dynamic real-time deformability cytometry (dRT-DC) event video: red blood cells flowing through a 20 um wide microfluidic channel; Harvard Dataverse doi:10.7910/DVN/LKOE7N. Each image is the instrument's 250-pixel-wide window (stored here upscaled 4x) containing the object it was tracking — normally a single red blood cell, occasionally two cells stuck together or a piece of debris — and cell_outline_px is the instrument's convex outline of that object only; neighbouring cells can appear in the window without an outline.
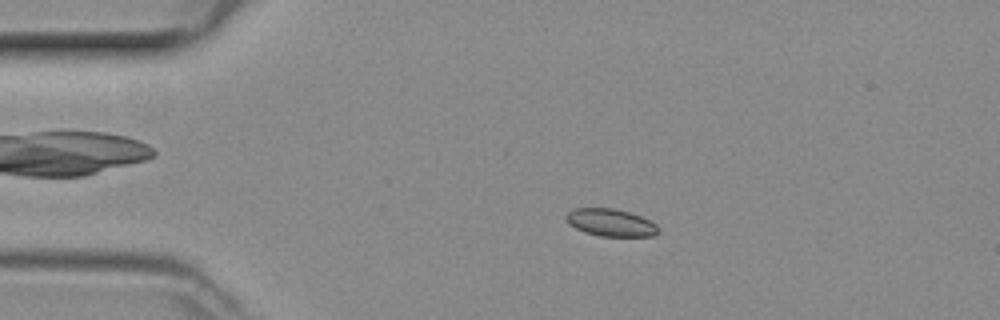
{"species": "common noctule bat (a hibernating species)", "species_latin": "Nyctalus noctula", "temperature_condition": "room temperature", "stored_images_in_passage": 50, "camera_frame_rate_fps": 3000, "um_per_image_px": 0.085, "animal": {"sex": "female", "body_mass_g": 29.2, "forearm_length_mm": 56.3}, "frame": {"image": 1, "passage_image": 11, "time_ms": 3.333, "image_size_px": [1000, 320], "cell_outline_px": [[660, 232], [656, 236], [600, 236], [584, 232], [568, 224], [564, 216], [568, 212], [576, 208], [612, 208], [628, 212], [640, 216], [656, 224], [660, 228]], "centroid_in_image_um": [51.92, 18.93], "position_along_channel_um": 33.1, "area_um2": 14.8}}
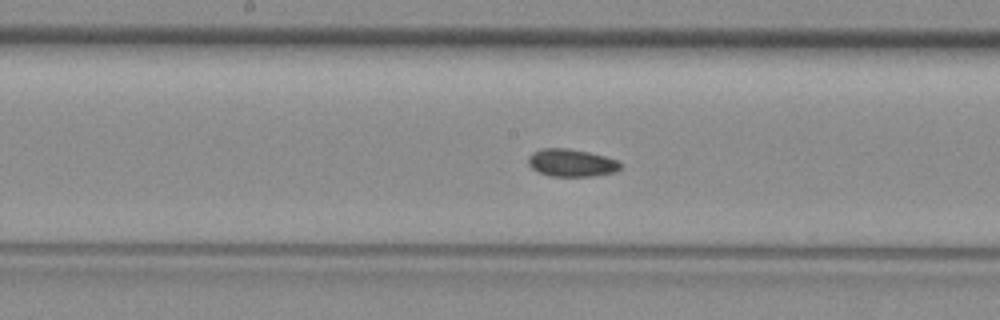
{"frame": {"image": 2, "passage_image": 26, "time_ms": 8.333, "image_size_px": [1000, 320], "cell_outline_px": [[620, 168], [616, 172], [592, 176], [548, 176], [532, 168], [528, 164], [528, 156], [532, 152], [544, 148], [568, 148], [588, 152], [604, 156], [616, 160], [620, 164]], "centroid_in_image_um": [48.54, 13.84], "position_along_channel_um": 199.7, "area_um2": 14.74}}
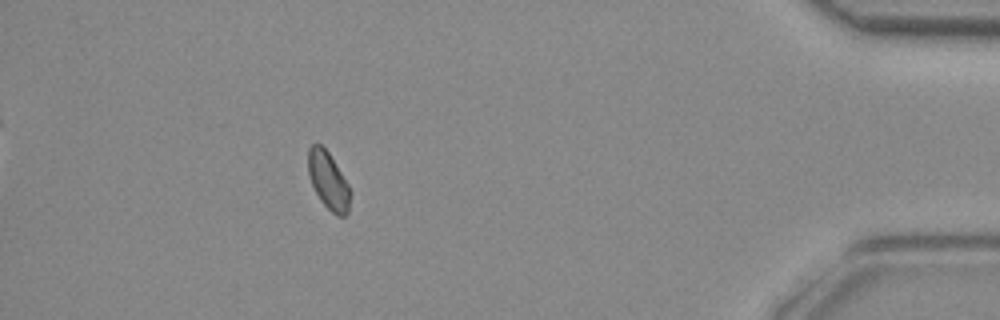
{"frame": {"image": 3, "passage_image": 45, "time_ms": 14.667, "image_size_px": [1000, 320], "cell_outline_px": [[352, 192], [348, 212], [344, 216], [336, 216], [320, 200], [308, 176], [308, 148], [312, 144], [320, 144], [328, 152], [348, 184]], "centroid_in_image_um": [27.91, 15.37], "position_along_channel_um": 407.3, "area_um2": 14.05}}